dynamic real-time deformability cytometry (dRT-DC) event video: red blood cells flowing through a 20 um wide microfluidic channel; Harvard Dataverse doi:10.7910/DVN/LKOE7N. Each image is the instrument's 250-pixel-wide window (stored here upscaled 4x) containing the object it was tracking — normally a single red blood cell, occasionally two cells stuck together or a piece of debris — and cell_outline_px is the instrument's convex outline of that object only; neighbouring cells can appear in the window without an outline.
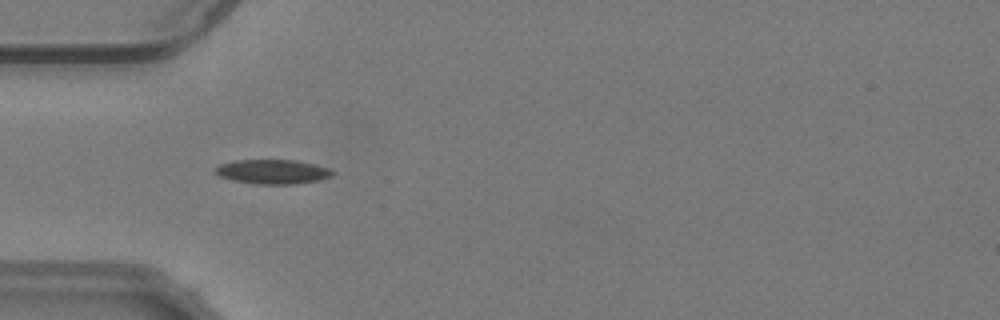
{"species": "common noctule bat (a hibernating species)", "species_latin": "Nyctalus noctula", "temperature_condition": "warm", "stored_images_in_passage": 46, "camera_frame_rate_fps": 3000, "um_per_image_px": 0.085, "animal": {"sex": "male", "body_mass_g": 19.2, "forearm_length_mm": 51.8}, "frame": {"image": 1, "passage_image": 17, "time_ms": 5.333, "image_size_px": [1000, 320], "cell_outline_px": [[336, 172], [332, 176], [320, 180], [296, 184], [256, 184], [232, 180], [220, 176], [212, 172], [212, 168], [220, 164], [232, 160], [296, 160], [328, 168]], "centroid_in_image_um": [23.13, 14.59], "position_along_channel_um": 61.9, "area_um2": 16.88}}
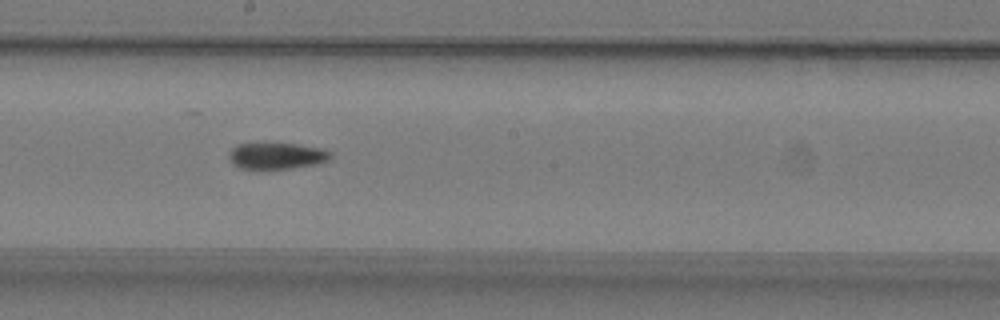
{"frame": {"image": 2, "passage_image": 30, "time_ms": 9.667, "image_size_px": [1000, 320], "cell_outline_px": [[332, 156], [328, 160], [316, 164], [292, 168], [240, 168], [232, 164], [228, 156], [228, 152], [236, 144], [296, 144], [320, 148], [332, 152]], "centroid_in_image_um": [23.51, 13.24], "position_along_channel_um": 224.7, "area_um2": 15.43}}
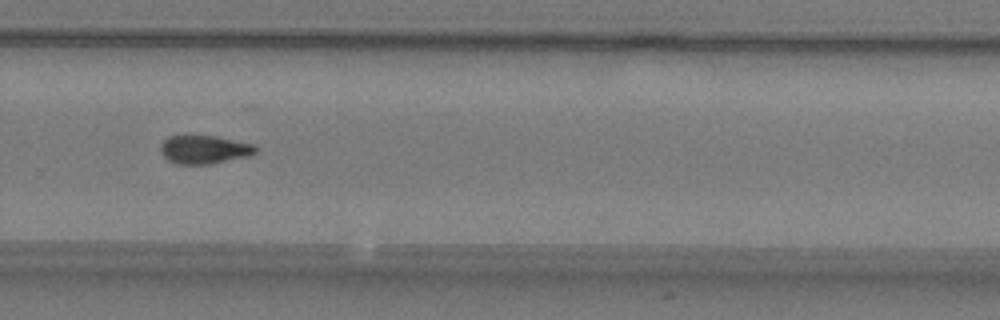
{"frame": {"image": 3, "passage_image": 37, "time_ms": 12.0, "image_size_px": [1000, 320], "cell_outline_px": [[256, 152], [248, 156], [212, 164], [176, 164], [168, 160], [164, 156], [160, 148], [160, 144], [168, 136], [184, 132], [216, 136], [256, 144]], "centroid_in_image_um": [17.32, 12.66], "position_along_channel_um": 312.5, "area_um2": 16.47}, "authors_computed_cell_mechanics": {"area_um2": 16.0684, "velocity_mm_per_s": 3.7914, "shape_relaxation_time_tau1_ms": null, "shape_relaxation_time_tau2_ms": 6.673, "deformation_change_tau1": null, "deformation_change_tau2": 0.1104}}